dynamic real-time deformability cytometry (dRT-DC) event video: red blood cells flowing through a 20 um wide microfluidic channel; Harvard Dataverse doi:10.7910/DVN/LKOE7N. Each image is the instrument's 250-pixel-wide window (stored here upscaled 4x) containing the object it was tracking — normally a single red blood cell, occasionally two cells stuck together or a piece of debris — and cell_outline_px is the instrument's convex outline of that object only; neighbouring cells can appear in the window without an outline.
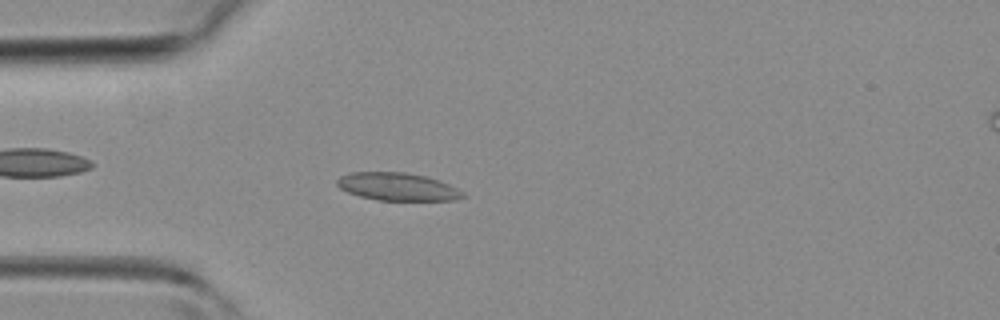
{"species": "common noctule bat (a hibernating species)", "species_latin": "Nyctalus noctula", "temperature_condition": "room temperature", "stored_images_in_passage": 33, "camera_frame_rate_fps": 3000, "um_per_image_px": 0.085, "animal": {"sex": "female", "body_mass_g": 19.3, "forearm_length_mm": 54.1}, "frame": {"image": 1, "passage_image": 3, "time_ms": 0.667, "image_size_px": [1000, 320], "cell_outline_px": [[468, 196], [456, 200], [376, 200], [360, 196], [348, 192], [340, 188], [336, 184], [336, 180], [340, 176], [352, 172], [404, 172], [424, 176], [440, 180], [464, 192]], "centroid_in_image_um": [33.8, 15.87], "position_along_channel_um": 51.2, "area_um2": 20.4}}
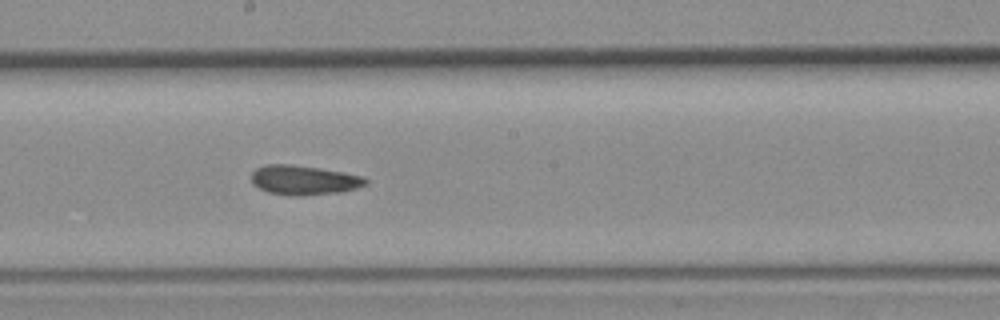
{"frame": {"image": 2, "passage_image": 14, "time_ms": 4.333, "image_size_px": [1000, 320], "cell_outline_px": [[368, 184], [344, 192], [300, 196], [288, 196], [268, 192], [252, 184], [252, 172], [256, 168], [264, 164], [292, 164], [320, 168], [344, 172], [364, 176], [368, 180]], "centroid_in_image_um": [25.85, 15.31], "position_along_channel_um": 222.3, "area_um2": 20.0}}
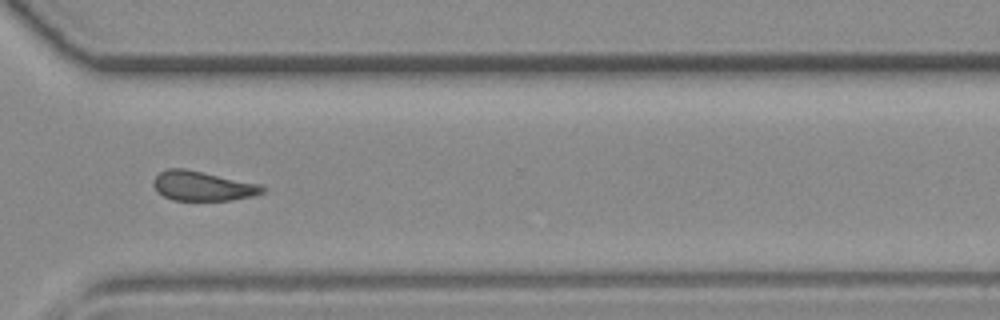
{"frame": {"image": 3, "passage_image": 22, "time_ms": 7.0, "image_size_px": [1000, 320], "cell_outline_px": [[264, 192], [252, 196], [232, 200], [172, 200], [164, 196], [152, 184], [152, 180], [160, 172], [168, 168], [184, 168], [264, 184]], "centroid_in_image_um": [17.26, 15.8], "position_along_channel_um": 353.3, "area_um2": 18.9}}